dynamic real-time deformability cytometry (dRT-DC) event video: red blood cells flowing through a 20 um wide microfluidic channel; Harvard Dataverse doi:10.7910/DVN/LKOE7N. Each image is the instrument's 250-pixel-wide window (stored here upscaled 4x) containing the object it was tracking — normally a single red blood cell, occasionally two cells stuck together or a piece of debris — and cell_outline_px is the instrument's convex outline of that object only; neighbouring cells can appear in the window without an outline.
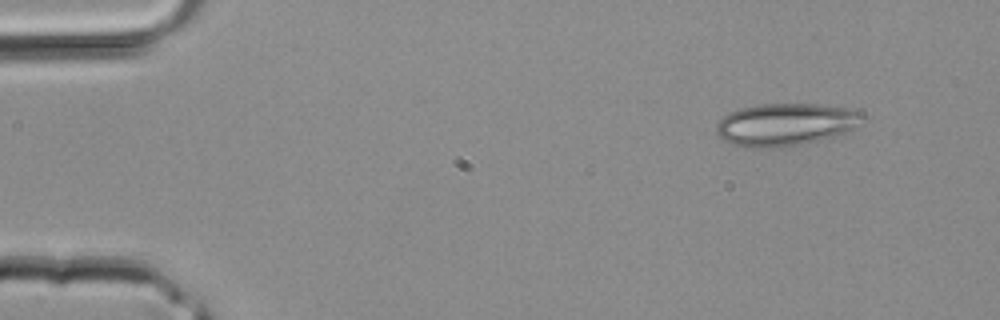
{"species": "common noctule bat (a hibernating species)", "species_latin": "Nyctalus noctula", "temperature_condition": "room temperature", "stored_images_in_passage": 2, "camera_frame_rate_fps": 3000, "um_per_image_px": 0.085, "animal": {"sex": "male", "body_mass_g": 20.4}, "frame": {"image": 1, "passage_image": 1, "time_ms": 0.0, "image_size_px": [1000, 320], "cell_outline_px": [[864, 116], [852, 128], [844, 132], [832, 136], [800, 144], [780, 148], [748, 148], [732, 144], [724, 140], [716, 132], [716, 124], [724, 116], [740, 108], [760, 104], [820, 104], [844, 108], [860, 112]], "centroid_in_image_um": [66.69, 10.59], "position_along_channel_um": 18.3, "area_um2": 35.66}}